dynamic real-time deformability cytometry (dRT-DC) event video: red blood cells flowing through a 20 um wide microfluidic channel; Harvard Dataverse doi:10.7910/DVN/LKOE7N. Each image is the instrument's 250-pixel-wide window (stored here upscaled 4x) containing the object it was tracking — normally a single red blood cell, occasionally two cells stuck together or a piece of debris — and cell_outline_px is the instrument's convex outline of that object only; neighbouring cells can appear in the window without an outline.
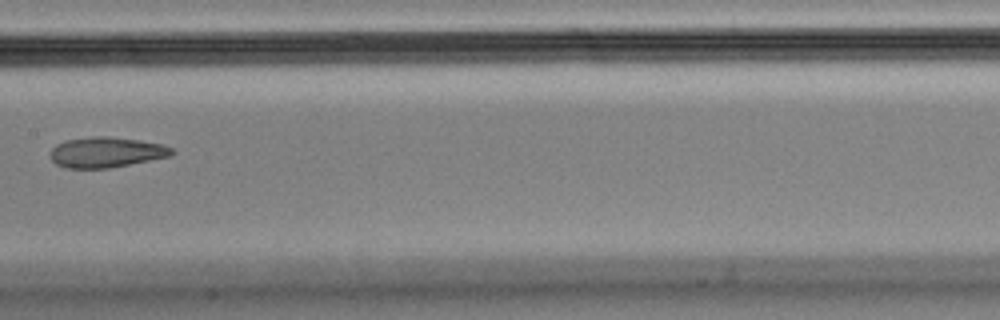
{"species": "Egyptian fruit bat (a non-hibernating species)", "species_latin": "Rousettus aegyptiacus", "temperature_condition": "cold", "stored_images_in_passage": 7, "camera_frame_rate_fps": 3000, "um_per_image_px": 0.085, "animal": {"sex": "male"}, "frame": {"image": 1, "passage_image": 5, "time_ms": 1.333, "image_size_px": [1000, 320], "cell_outline_px": [[176, 152], [172, 156], [108, 168], [64, 168], [56, 164], [52, 160], [52, 148], [56, 144], [68, 140], [96, 136], [108, 136], [140, 140], [160, 144], [172, 148]], "centroid_in_image_um": [9.06, 12.94], "position_along_channel_um": 198.3, "area_um2": 21.39}}
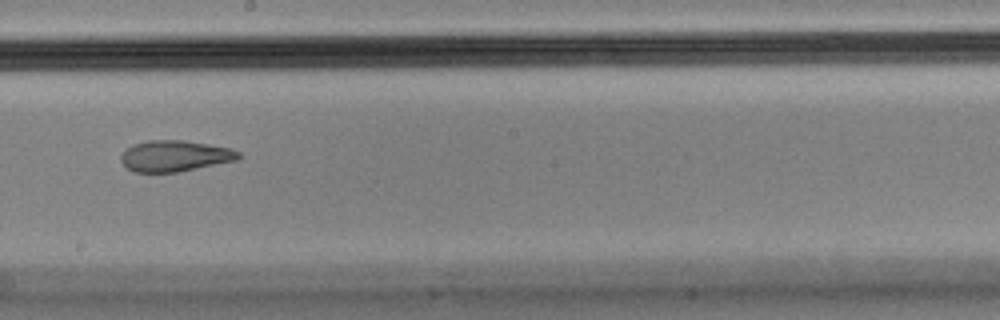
{"frame": {"image": 2, "passage_image": 6, "time_ms": 1.667, "image_size_px": [1000, 320], "cell_outline_px": [[240, 156], [236, 160], [176, 172], [132, 172], [124, 168], [120, 160], [120, 156], [124, 148], [132, 144], [148, 140], [184, 140], [232, 148], [240, 152]], "centroid_in_image_um": [14.78, 13.25], "position_along_channel_um": 233.4, "area_um2": 21.5}}